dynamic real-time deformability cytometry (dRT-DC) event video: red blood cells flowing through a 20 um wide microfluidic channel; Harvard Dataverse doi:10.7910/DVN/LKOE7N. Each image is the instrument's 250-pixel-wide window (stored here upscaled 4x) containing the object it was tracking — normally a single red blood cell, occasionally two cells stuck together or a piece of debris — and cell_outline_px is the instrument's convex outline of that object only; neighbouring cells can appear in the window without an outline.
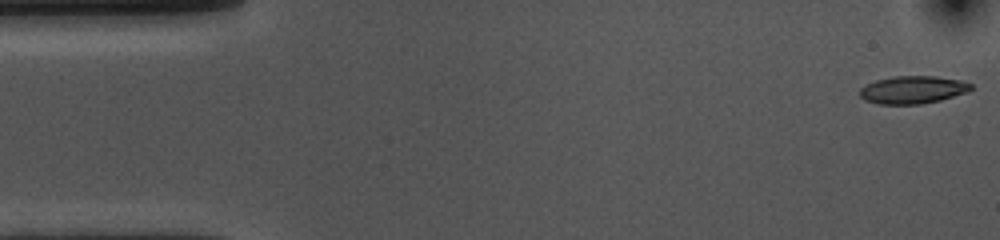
{"species": "common noctule bat (a hibernating species)", "species_latin": "Nyctalus noctula", "temperature_condition": "cold", "stored_images_in_passage": 54, "camera_frame_rate_fps": 3000, "um_per_image_px": 0.085, "animal": {"sex": "female", "body_mass_g": 10.0, "forearm_length_mm": 53.1}, "frame": {"image": 1, "passage_image": 1, "time_ms": 0.0, "image_size_px": [1000, 240], "cell_outline_px": [[972, 88], [968, 92], [940, 100], [920, 104], [880, 104], [864, 100], [860, 96], [860, 88], [864, 84], [876, 80], [892, 76], [936, 76], [960, 80], [972, 84]], "centroid_in_image_um": [77.56, 7.62], "position_along_channel_um": 7.4, "area_um2": 18.03}}
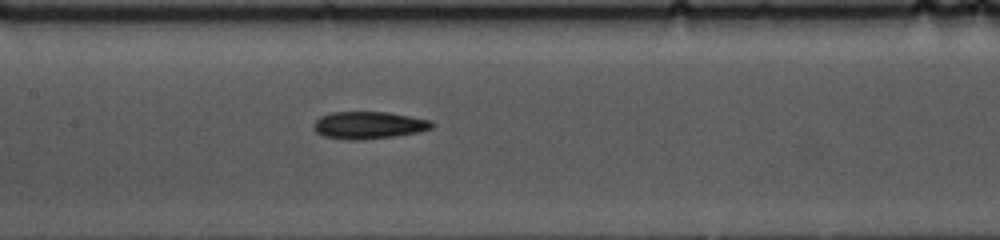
{"frame": {"image": 2, "passage_image": 24, "time_ms": 7.667, "image_size_px": [1000, 240], "cell_outline_px": [[436, 124], [432, 128], [420, 132], [396, 136], [360, 140], [344, 140], [324, 136], [316, 132], [312, 128], [312, 124], [320, 116], [332, 112], [388, 112], [432, 120]], "centroid_in_image_um": [31.35, 10.64], "position_along_channel_um": 176.1, "area_um2": 19.13}}
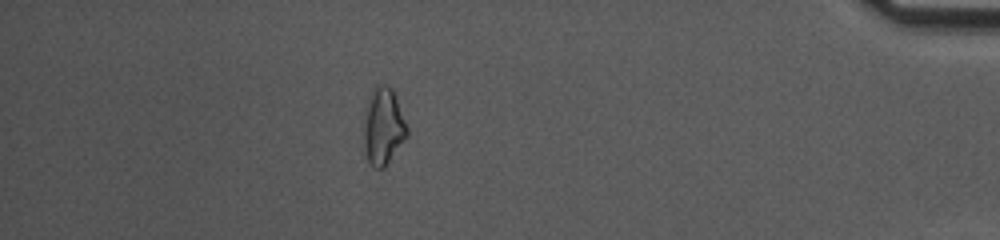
{"frame": {"image": 3, "passage_image": 47, "time_ms": 15.333, "image_size_px": [1000, 240], "cell_outline_px": [[408, 136], [384, 168], [372, 168], [368, 160], [364, 148], [364, 108], [368, 96], [372, 88], [376, 84], [388, 84], [392, 88], [408, 128]], "centroid_in_image_um": [32.56, 10.71], "position_along_channel_um": 402.6, "area_um2": 19.77}, "authors_computed_cell_mechanics": {"area_um2": 18.4382, "velocity_mm_per_s": 3.6314, "shape_relaxation_time_tau1_ms": 10.5249, "shape_relaxation_time_tau2_ms": 6.8064, "deformation_change_tau1": 0.215, "deformation_change_tau2": 0.1572}}